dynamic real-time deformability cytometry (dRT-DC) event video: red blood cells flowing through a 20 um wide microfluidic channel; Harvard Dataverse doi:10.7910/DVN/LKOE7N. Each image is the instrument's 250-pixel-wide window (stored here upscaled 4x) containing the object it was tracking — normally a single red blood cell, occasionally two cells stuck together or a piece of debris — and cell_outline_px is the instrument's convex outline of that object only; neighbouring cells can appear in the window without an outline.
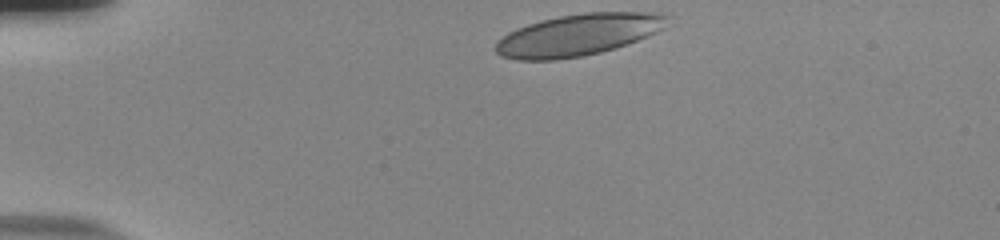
{"species": "human", "species_latin": "Homo sapiens", "temperature_condition": "room temperature", "stored_images_in_passage": 36, "camera_frame_rate_fps": 3000, "um_per_image_px": 0.085, "donor": {"sex": "male"}, "frame": {"image": 1, "passage_image": 1, "time_ms": 0.0, "image_size_px": [1000, 240], "cell_outline_px": [[672, 16], [664, 28], [656, 32], [616, 48], [584, 56], [556, 60], [516, 60], [500, 56], [496, 52], [496, 40], [508, 32], [516, 28], [540, 20], [560, 16], [584, 12], [652, 12]], "centroid_in_image_um": [49.13, 2.96], "position_along_channel_um": 35.9, "area_um2": 41.96}}
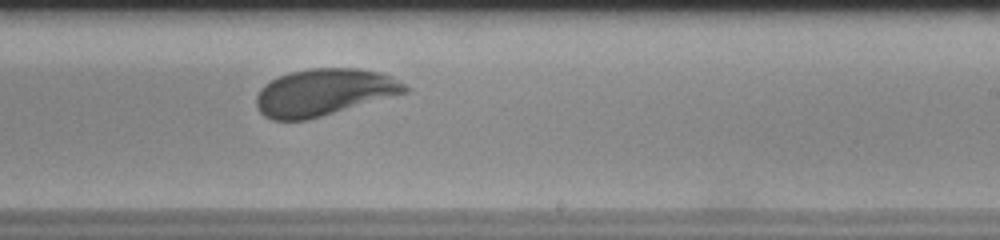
{"frame": {"image": 2, "passage_image": 24, "time_ms": 7.667, "image_size_px": [1000, 240], "cell_outline_px": [[408, 92], [308, 120], [272, 120], [264, 116], [260, 112], [256, 104], [256, 96], [260, 88], [264, 84], [288, 72], [308, 68], [356, 68], [380, 72], [392, 76], [404, 84], [408, 88]], "centroid_in_image_um": [27.52, 7.84], "position_along_channel_um": 261.5, "area_um2": 40.69}}
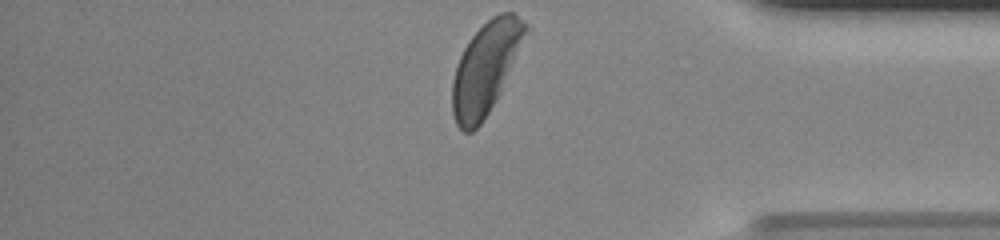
{"frame": {"image": 3, "passage_image": 36, "time_ms": 11.667, "image_size_px": [1000, 240], "cell_outline_px": [[528, 28], [500, 92], [488, 112], [480, 124], [472, 132], [464, 132], [456, 124], [452, 112], [452, 80], [456, 64], [464, 48], [472, 36], [492, 16], [500, 12], [512, 12], [528, 24]], "centroid_in_image_um": [41.23, 5.8], "position_along_channel_um": 394.0, "area_um2": 38.21}, "authors_computed_cell_mechanics": {"area_um2": 41.3848, "velocity_mm_per_s": 3.7089, "shape_relaxation_time_tau1_ms": 2.5284, "shape_relaxation_time_tau2_ms": null, "deformation_change_tau1": 0.1184, "deformation_change_tau2": null}}